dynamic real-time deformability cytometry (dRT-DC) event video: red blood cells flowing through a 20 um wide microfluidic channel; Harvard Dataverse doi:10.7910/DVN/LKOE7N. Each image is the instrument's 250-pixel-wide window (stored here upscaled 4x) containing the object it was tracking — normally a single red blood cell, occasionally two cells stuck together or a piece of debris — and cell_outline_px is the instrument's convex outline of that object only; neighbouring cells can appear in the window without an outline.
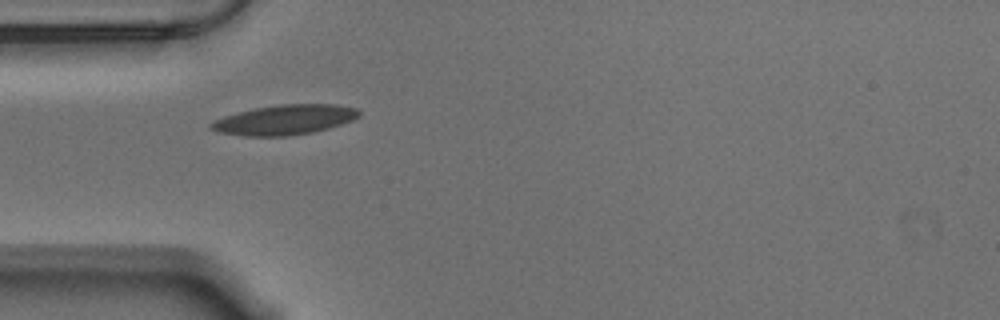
{"species": "Egyptian fruit bat (a non-hibernating species)", "species_latin": "Rousettus aegyptiacus", "temperature_condition": "warm", "stored_images_in_passage": 41, "camera_frame_rate_fps": 3000, "um_per_image_px": 0.085, "animal": {"sex": "male"}, "frame": {"image": 1, "passage_image": 1, "time_ms": 0.0, "image_size_px": [1000, 320], "cell_outline_px": [[360, 116], [352, 120], [328, 128], [312, 132], [288, 136], [244, 136], [220, 132], [208, 128], [208, 124], [212, 120], [224, 116], [256, 108], [280, 104], [336, 104], [356, 108], [360, 112]], "centroid_in_image_um": [24.17, 10.18], "position_along_channel_um": 60.8, "area_um2": 25.72}}
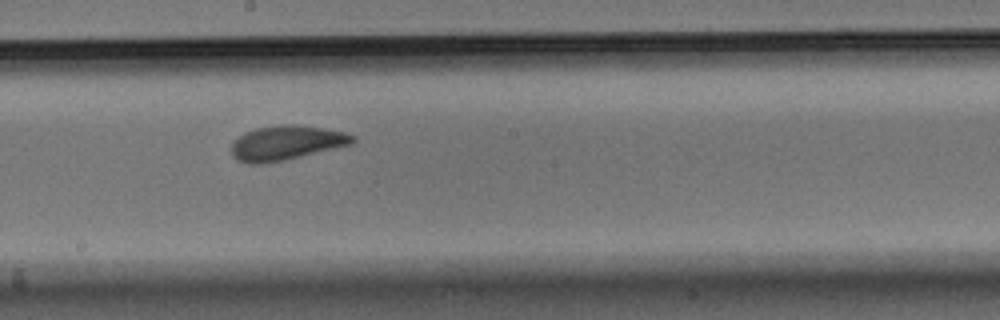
{"frame": {"image": 2, "passage_image": 15, "time_ms": 4.667, "image_size_px": [1000, 320], "cell_outline_px": [[356, 140], [352, 144], [284, 160], [264, 164], [248, 164], [236, 160], [232, 156], [232, 140], [244, 132], [256, 128], [280, 124], [296, 124], [324, 128], [344, 132], [356, 136]], "centroid_in_image_um": [24.3, 12.14], "position_along_channel_um": 223.9, "area_um2": 24.62}}
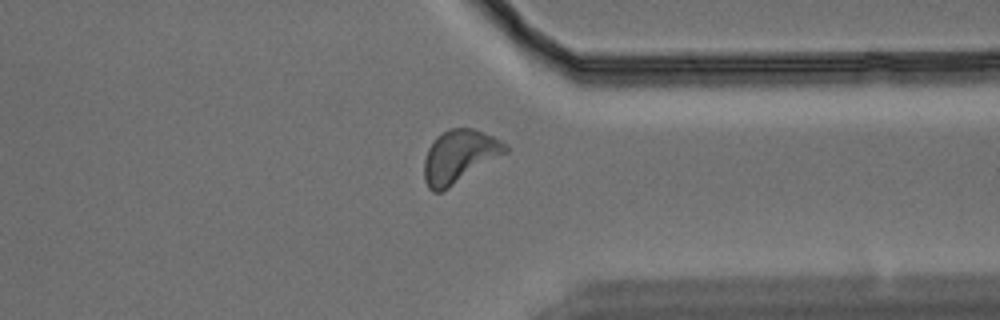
{"frame": {"image": 3, "passage_image": 28, "time_ms": 9.0, "image_size_px": [1000, 320], "cell_outline_px": [[508, 152], [448, 188], [440, 192], [432, 192], [428, 188], [424, 180], [424, 160], [428, 148], [436, 136], [448, 128], [472, 128], [492, 136], [508, 144]], "centroid_in_image_um": [39.03, 13.29], "position_along_channel_um": 372.4, "area_um2": 25.03}, "authors_computed_cell_mechanics": {"area_um2": 23.5824, "velocity_mm_per_s": 3.4987, "shape_relaxation_time_tau1_ms": 3.6418, "shape_relaxation_time_tau2_ms": 1.9999, "deformation_change_tau1": 0.1304, "deformation_change_tau2": 0.0925}}